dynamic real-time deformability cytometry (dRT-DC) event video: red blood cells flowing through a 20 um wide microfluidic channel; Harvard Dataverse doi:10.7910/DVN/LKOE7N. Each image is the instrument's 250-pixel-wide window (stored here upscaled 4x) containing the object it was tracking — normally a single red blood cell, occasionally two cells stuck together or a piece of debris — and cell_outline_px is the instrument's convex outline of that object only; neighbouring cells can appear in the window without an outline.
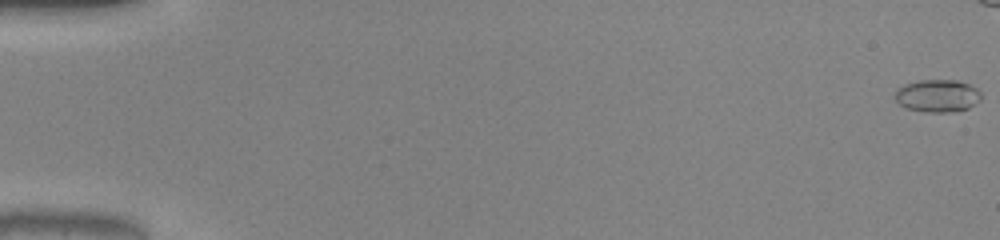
{"species": "common noctule bat (a hibernating species)", "species_latin": "Nyctalus noctula", "temperature_condition": "warm", "stored_images_in_passage": 43, "camera_frame_rate_fps": 3000, "um_per_image_px": 0.085, "animal": {"sex": "male", "body_mass_g": 20.0, "forearm_length_mm": 53.3}, "frame": {"image": 1, "passage_image": 1, "time_ms": 0.0, "image_size_px": [1000, 240], "cell_outline_px": [[980, 100], [968, 108], [948, 112], [924, 112], [908, 108], [900, 104], [896, 100], [896, 92], [904, 84], [920, 80], [956, 80], [968, 84], [976, 88], [980, 92]], "centroid_in_image_um": [79.69, 8.14], "position_along_channel_um": 5.3, "area_um2": 16.07}}
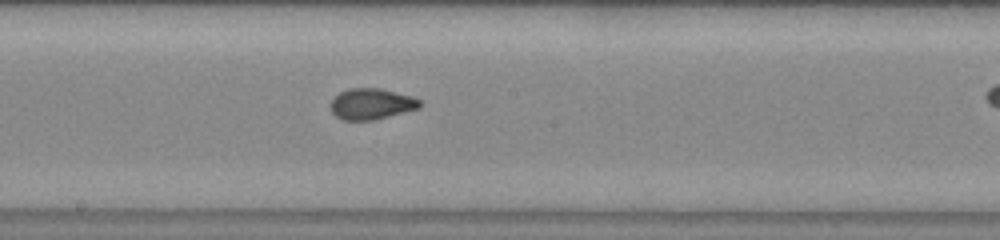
{"frame": {"image": 2, "passage_image": 30, "time_ms": 9.667, "image_size_px": [1000, 240], "cell_outline_px": [[420, 108], [372, 120], [344, 120], [336, 116], [332, 112], [332, 100], [340, 92], [352, 88], [380, 88], [412, 96], [420, 100]], "centroid_in_image_um": [31.59, 8.83], "position_along_channel_um": 216.6, "area_um2": 15.84}}
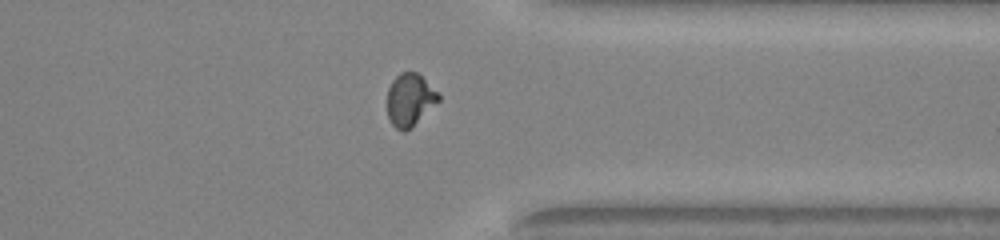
{"frame": {"image": 3, "passage_image": 42, "time_ms": 13.667, "image_size_px": [1000, 240], "cell_outline_px": [[440, 100], [412, 128], [404, 132], [400, 132], [388, 120], [388, 88], [392, 80], [400, 72], [416, 72], [440, 92]], "centroid_in_image_um": [34.85, 8.5], "position_along_channel_um": 376.5, "area_um2": 15.95}}